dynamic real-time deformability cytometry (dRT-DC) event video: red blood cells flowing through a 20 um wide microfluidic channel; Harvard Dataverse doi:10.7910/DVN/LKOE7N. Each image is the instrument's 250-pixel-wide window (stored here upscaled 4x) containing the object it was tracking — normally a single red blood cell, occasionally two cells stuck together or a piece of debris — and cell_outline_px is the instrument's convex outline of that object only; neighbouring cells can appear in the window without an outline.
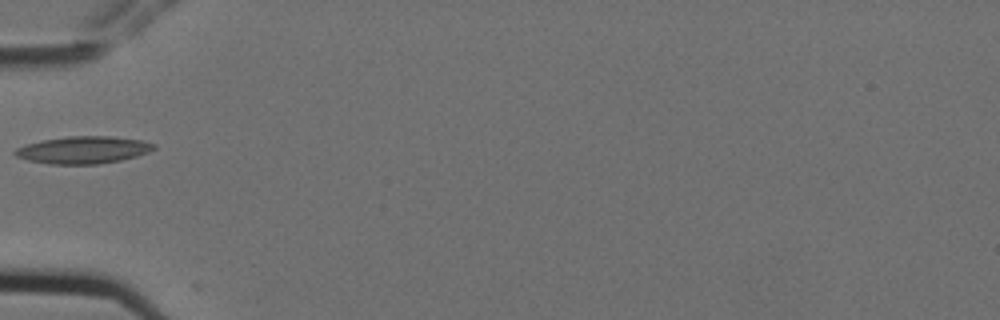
{"species": "Egyptian fruit bat (a non-hibernating species)", "species_latin": "Rousettus aegyptiacus", "temperature_condition": "cold", "stored_images_in_passage": 1, "camera_frame_rate_fps": 3000, "um_per_image_px": 0.085, "animal": {"sex": "female"}, "frame": {"image": 1, "passage_image": 1, "time_ms": 0.0, "image_size_px": [1000, 320], "cell_outline_px": [[156, 148], [148, 152], [136, 156], [120, 160], [100, 164], [48, 164], [28, 160], [16, 156], [12, 152], [16, 148], [28, 144], [44, 140], [68, 136], [108, 136], [140, 140], [156, 144]], "centroid_in_image_um": [7.07, 12.75], "position_along_channel_um": 77.9, "area_um2": 21.91}}